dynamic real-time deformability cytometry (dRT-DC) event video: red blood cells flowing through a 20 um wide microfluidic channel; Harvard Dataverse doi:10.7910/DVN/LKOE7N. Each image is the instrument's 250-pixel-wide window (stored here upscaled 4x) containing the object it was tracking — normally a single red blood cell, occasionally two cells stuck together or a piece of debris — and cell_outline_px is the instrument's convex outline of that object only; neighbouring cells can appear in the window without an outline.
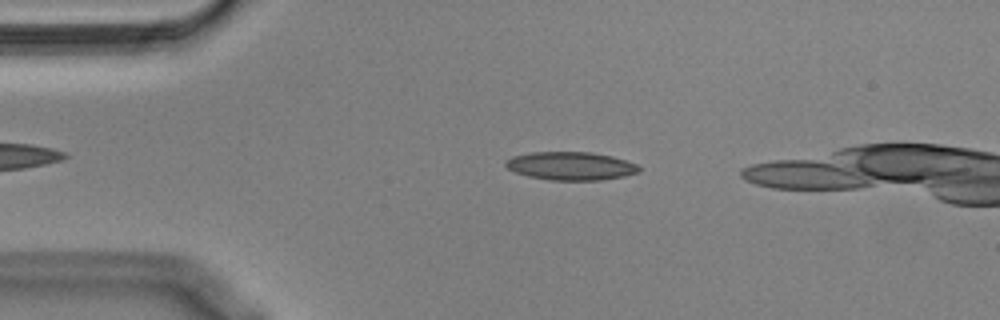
{"species": "Egyptian fruit bat (a non-hibernating species)", "species_latin": "Rousettus aegyptiacus", "temperature_condition": "cold", "stored_images_in_passage": 46, "camera_frame_rate_fps": 3000, "um_per_image_px": 0.085, "animal": {"sex": "male"}, "frame": {"image": 1, "passage_image": 10, "time_ms": 3.0, "image_size_px": [1000, 320], "cell_outline_px": [[640, 172], [624, 176], [600, 180], [548, 180], [528, 176], [516, 172], [508, 168], [504, 164], [504, 160], [512, 156], [532, 152], [592, 152], [612, 156], [636, 164], [640, 168]], "centroid_in_image_um": [48.5, 14.1], "position_along_channel_um": 36.5, "area_um2": 21.96}}
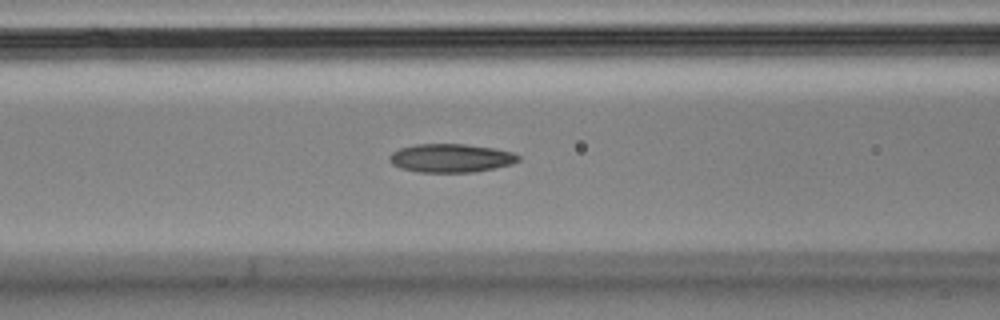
{"frame": {"image": 2, "passage_image": 20, "time_ms": 6.333, "image_size_px": [1000, 320], "cell_outline_px": [[520, 160], [512, 164], [496, 168], [472, 172], [416, 172], [400, 168], [392, 164], [388, 160], [388, 156], [392, 152], [400, 148], [416, 144], [464, 144], [492, 148], [512, 152], [520, 156]], "centroid_in_image_um": [38.3, 13.44], "position_along_channel_um": 128.3, "area_um2": 21.5}}
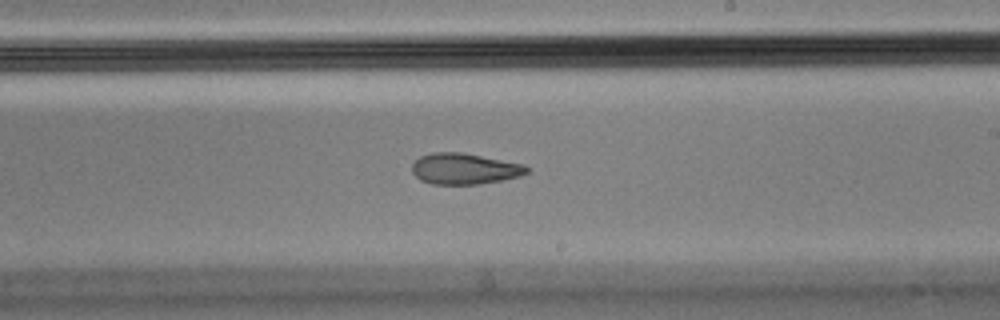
{"frame": {"image": 3, "passage_image": 30, "time_ms": 9.667, "image_size_px": [1000, 320], "cell_outline_px": [[528, 172], [520, 176], [480, 184], [432, 184], [420, 180], [412, 172], [412, 164], [420, 156], [432, 152], [464, 152], [524, 164], [528, 168]], "centroid_in_image_um": [39.47, 14.33], "position_along_channel_um": 249.5, "area_um2": 20.81}}